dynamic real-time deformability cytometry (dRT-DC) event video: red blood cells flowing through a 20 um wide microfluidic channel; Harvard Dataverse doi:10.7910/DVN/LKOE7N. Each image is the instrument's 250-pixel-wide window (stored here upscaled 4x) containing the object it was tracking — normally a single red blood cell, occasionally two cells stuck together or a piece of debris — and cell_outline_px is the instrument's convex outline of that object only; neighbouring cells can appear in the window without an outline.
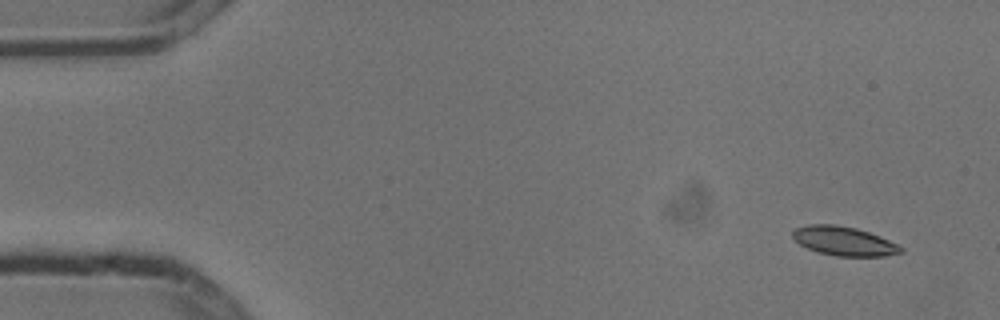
{"species": "common noctule bat (a hibernating species)", "species_latin": "Nyctalus noctula", "temperature_condition": "cold", "stored_images_in_passage": 5, "camera_frame_rate_fps": 3000, "um_per_image_px": 0.085, "animal": {"sex": "male", "body_mass_g": 13.3}, "frame": {"image": 1, "passage_image": 1, "time_ms": 0.0, "image_size_px": [1000, 320], "cell_outline_px": [[904, 252], [884, 256], [836, 256], [816, 252], [800, 244], [792, 236], [792, 232], [796, 228], [808, 224], [836, 224], [856, 228], [880, 236], [904, 248]], "centroid_in_image_um": [71.73, 20.49], "position_along_channel_um": 13.3, "area_um2": 18.32}}